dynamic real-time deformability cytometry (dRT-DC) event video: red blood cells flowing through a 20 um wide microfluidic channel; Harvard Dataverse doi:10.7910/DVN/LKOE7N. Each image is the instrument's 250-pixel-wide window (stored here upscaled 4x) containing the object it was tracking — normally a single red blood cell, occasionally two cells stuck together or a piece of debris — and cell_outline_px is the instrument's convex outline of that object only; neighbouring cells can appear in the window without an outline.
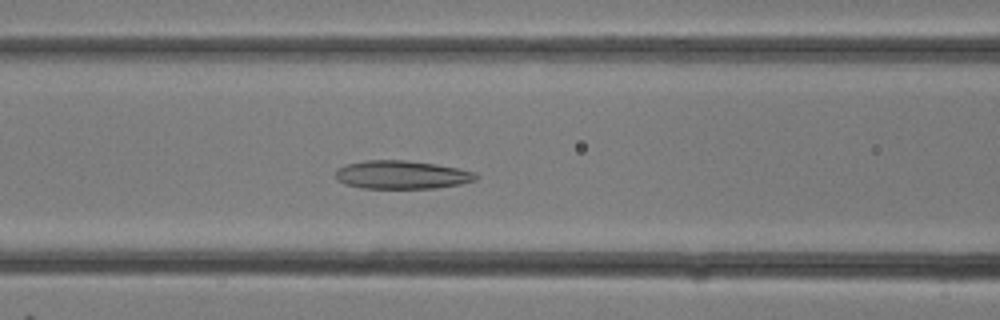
{"species": "common noctule bat (a hibernating species)", "species_latin": "Nyctalus noctula", "temperature_condition": "room temperature", "stored_images_in_passage": 8, "camera_frame_rate_fps": 3000, "um_per_image_px": 0.085, "animal": {"sex": "female"}, "frame": {"image": 1, "passage_image": 6, "time_ms": 1.667, "image_size_px": [1000, 320], "cell_outline_px": [[480, 176], [476, 180], [460, 184], [436, 188], [360, 188], [344, 184], [336, 176], [336, 168], [348, 164], [364, 160], [404, 160], [436, 164], [476, 172]], "centroid_in_image_um": [34.17, 14.85], "position_along_channel_um": 132.4, "area_um2": 23.18}}
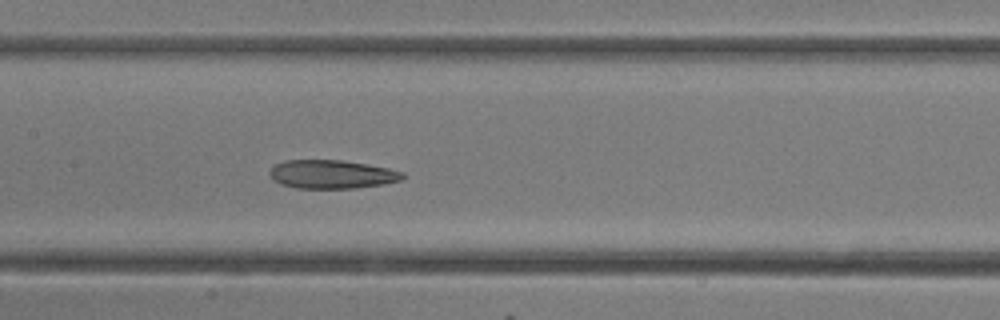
{"frame": {"image": 2, "passage_image": 8, "time_ms": 2.333, "image_size_px": [1000, 320], "cell_outline_px": [[404, 176], [400, 180], [384, 184], [356, 188], [296, 188], [280, 184], [272, 180], [268, 172], [272, 164], [284, 160], [340, 160], [388, 168], [404, 172]], "centroid_in_image_um": [28.13, 14.81], "position_along_channel_um": 179.3, "area_um2": 22.25}}